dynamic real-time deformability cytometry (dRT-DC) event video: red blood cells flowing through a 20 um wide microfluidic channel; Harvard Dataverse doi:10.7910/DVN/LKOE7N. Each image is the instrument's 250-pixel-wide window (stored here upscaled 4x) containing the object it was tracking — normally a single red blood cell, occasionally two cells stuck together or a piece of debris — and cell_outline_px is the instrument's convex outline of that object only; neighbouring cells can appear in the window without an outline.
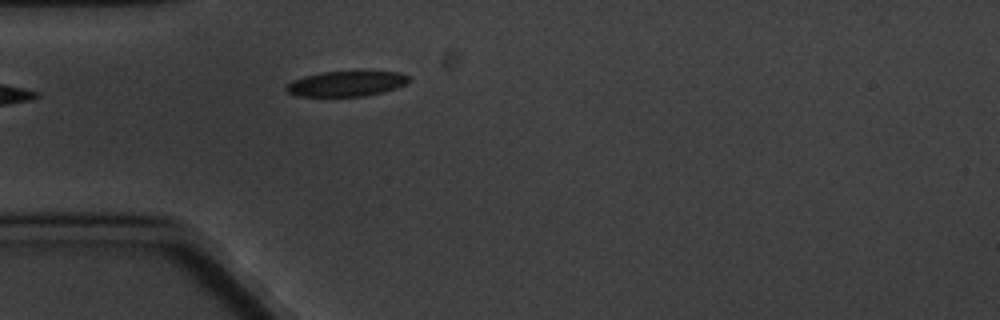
{"species": "common noctule bat (a hibernating species)", "species_latin": "Nyctalus noctula", "temperature_condition": "cold", "stored_images_in_passage": 1, "camera_frame_rate_fps": 3000, "um_per_image_px": 0.085, "animal": {"sex": "male", "body_mass_g": 20.1, "forearm_length_mm": 53.5}, "frame": {"image": 1, "passage_image": 1, "time_ms": 0.0, "image_size_px": [1000, 320], "cell_outline_px": [[408, 80], [404, 84], [396, 88], [384, 92], [364, 96], [296, 96], [288, 92], [284, 88], [292, 80], [304, 76], [324, 72], [400, 72], [408, 76]], "centroid_in_image_um": [29.4, 7.12], "position_along_channel_um": 55.6, "area_um2": 17.8}}